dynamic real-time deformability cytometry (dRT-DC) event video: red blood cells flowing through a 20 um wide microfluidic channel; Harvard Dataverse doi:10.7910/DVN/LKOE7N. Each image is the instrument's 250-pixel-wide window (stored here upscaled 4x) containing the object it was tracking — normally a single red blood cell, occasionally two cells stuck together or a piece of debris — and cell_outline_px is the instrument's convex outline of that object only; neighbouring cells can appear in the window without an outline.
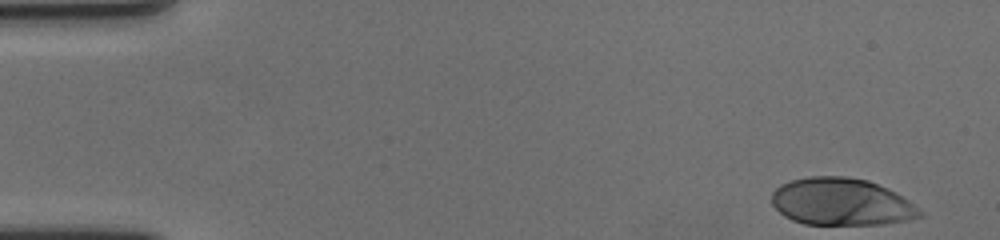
{"species": "human", "species_latin": "Homo sapiens", "temperature_condition": "cold", "stored_images_in_passage": 48, "camera_frame_rate_fps": 3000, "um_per_image_px": 0.085, "donor": {"sex": "female"}, "frame": {"image": 1, "passage_image": 1, "time_ms": 0.0, "image_size_px": [1000, 240], "cell_outline_px": [[924, 216], [908, 220], [884, 224], [804, 224], [792, 220], [784, 216], [772, 204], [772, 192], [780, 184], [792, 180], [808, 176], [844, 176], [868, 180], [888, 188], [896, 192], [908, 200], [924, 212]], "centroid_in_image_um": [71.53, 17.15], "position_along_channel_um": 13.5, "area_um2": 40.98}}
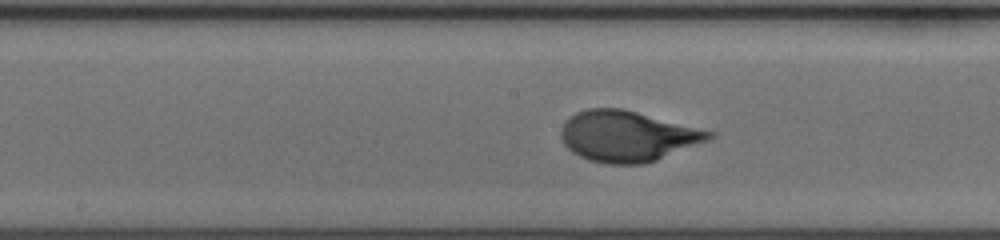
{"frame": {"image": 2, "passage_image": 28, "time_ms": 9.0, "image_size_px": [1000, 240], "cell_outline_px": [[716, 136], [712, 140], [656, 160], [644, 164], [608, 164], [588, 160], [572, 152], [564, 144], [560, 136], [560, 128], [564, 120], [576, 112], [588, 108], [624, 108], [716, 132]], "centroid_in_image_um": [53.35, 11.57], "position_along_channel_um": 194.8, "area_um2": 44.39}}
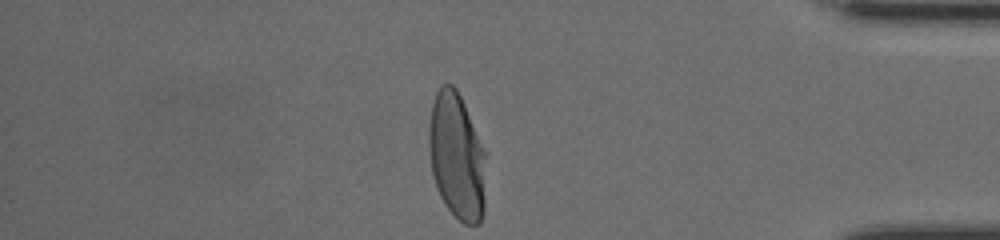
{"frame": {"image": 3, "passage_image": 48, "time_ms": 15.667, "image_size_px": [1000, 240], "cell_outline_px": [[484, 212], [480, 224], [464, 224], [444, 204], [436, 188], [432, 172], [428, 144], [428, 128], [432, 104], [436, 92], [440, 84], [448, 80], [456, 88], [464, 104], [484, 148]], "centroid_in_image_um": [38.8, 13.25], "position_along_channel_um": 396.4, "area_um2": 42.14}, "authors_computed_cell_mechanics": {"area_um2": 42.5697, "velocity_mm_per_s": 3.4908, "shape_relaxation_time_tau1_ms": 3.7949, "shape_relaxation_time_tau2_ms": null, "deformation_change_tau1": 0.2097, "deformation_change_tau2": null}}